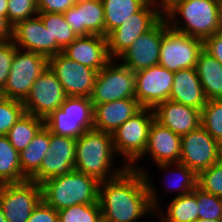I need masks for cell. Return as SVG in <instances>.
Returning <instances> with one entry per match:
<instances>
[{
	"mask_svg": "<svg viewBox=\"0 0 222 222\" xmlns=\"http://www.w3.org/2000/svg\"><path fill=\"white\" fill-rule=\"evenodd\" d=\"M146 172L138 166L130 167L117 177L100 182L98 203L103 222H137L146 214L157 215L160 195Z\"/></svg>",
	"mask_w": 222,
	"mask_h": 222,
	"instance_id": "cell-1",
	"label": "cell"
},
{
	"mask_svg": "<svg viewBox=\"0 0 222 222\" xmlns=\"http://www.w3.org/2000/svg\"><path fill=\"white\" fill-rule=\"evenodd\" d=\"M163 16L171 29L204 41L222 29V1L174 0L163 10Z\"/></svg>",
	"mask_w": 222,
	"mask_h": 222,
	"instance_id": "cell-2",
	"label": "cell"
},
{
	"mask_svg": "<svg viewBox=\"0 0 222 222\" xmlns=\"http://www.w3.org/2000/svg\"><path fill=\"white\" fill-rule=\"evenodd\" d=\"M115 154L111 133L87 130L76 139L74 170L92 176L99 182L113 179L128 168L123 164L124 167L112 171Z\"/></svg>",
	"mask_w": 222,
	"mask_h": 222,
	"instance_id": "cell-3",
	"label": "cell"
},
{
	"mask_svg": "<svg viewBox=\"0 0 222 222\" xmlns=\"http://www.w3.org/2000/svg\"><path fill=\"white\" fill-rule=\"evenodd\" d=\"M100 182L76 170L40 183L42 200L56 211L78 204L98 203Z\"/></svg>",
	"mask_w": 222,
	"mask_h": 222,
	"instance_id": "cell-4",
	"label": "cell"
},
{
	"mask_svg": "<svg viewBox=\"0 0 222 222\" xmlns=\"http://www.w3.org/2000/svg\"><path fill=\"white\" fill-rule=\"evenodd\" d=\"M93 114L90 98L67 97L61 107L45 119V126L53 134L77 139L93 129Z\"/></svg>",
	"mask_w": 222,
	"mask_h": 222,
	"instance_id": "cell-5",
	"label": "cell"
},
{
	"mask_svg": "<svg viewBox=\"0 0 222 222\" xmlns=\"http://www.w3.org/2000/svg\"><path fill=\"white\" fill-rule=\"evenodd\" d=\"M154 119V110L143 107L112 133L115 151L125 156L128 168L136 166L135 162L144 154L149 128Z\"/></svg>",
	"mask_w": 222,
	"mask_h": 222,
	"instance_id": "cell-6",
	"label": "cell"
},
{
	"mask_svg": "<svg viewBox=\"0 0 222 222\" xmlns=\"http://www.w3.org/2000/svg\"><path fill=\"white\" fill-rule=\"evenodd\" d=\"M162 17L163 8L160 3L149 0L138 12L127 18L107 36L111 60L119 59L139 36L150 30Z\"/></svg>",
	"mask_w": 222,
	"mask_h": 222,
	"instance_id": "cell-7",
	"label": "cell"
},
{
	"mask_svg": "<svg viewBox=\"0 0 222 222\" xmlns=\"http://www.w3.org/2000/svg\"><path fill=\"white\" fill-rule=\"evenodd\" d=\"M16 49L6 85L4 97L24 102L40 74L49 66V59L41 54Z\"/></svg>",
	"mask_w": 222,
	"mask_h": 222,
	"instance_id": "cell-8",
	"label": "cell"
},
{
	"mask_svg": "<svg viewBox=\"0 0 222 222\" xmlns=\"http://www.w3.org/2000/svg\"><path fill=\"white\" fill-rule=\"evenodd\" d=\"M114 60L107 63L97 72L90 101L93 104H102L135 98V72L120 64L114 65Z\"/></svg>",
	"mask_w": 222,
	"mask_h": 222,
	"instance_id": "cell-9",
	"label": "cell"
},
{
	"mask_svg": "<svg viewBox=\"0 0 222 222\" xmlns=\"http://www.w3.org/2000/svg\"><path fill=\"white\" fill-rule=\"evenodd\" d=\"M203 40L177 32L170 27L163 33L159 65L169 71L196 68Z\"/></svg>",
	"mask_w": 222,
	"mask_h": 222,
	"instance_id": "cell-10",
	"label": "cell"
},
{
	"mask_svg": "<svg viewBox=\"0 0 222 222\" xmlns=\"http://www.w3.org/2000/svg\"><path fill=\"white\" fill-rule=\"evenodd\" d=\"M41 200V186L34 181L0 185V206L7 222H27Z\"/></svg>",
	"mask_w": 222,
	"mask_h": 222,
	"instance_id": "cell-11",
	"label": "cell"
},
{
	"mask_svg": "<svg viewBox=\"0 0 222 222\" xmlns=\"http://www.w3.org/2000/svg\"><path fill=\"white\" fill-rule=\"evenodd\" d=\"M66 98L61 83L48 66L33 83L23 105L27 114L45 120L61 107Z\"/></svg>",
	"mask_w": 222,
	"mask_h": 222,
	"instance_id": "cell-12",
	"label": "cell"
},
{
	"mask_svg": "<svg viewBox=\"0 0 222 222\" xmlns=\"http://www.w3.org/2000/svg\"><path fill=\"white\" fill-rule=\"evenodd\" d=\"M49 68L55 73L67 97L91 96L97 71L69 59L62 52L49 58Z\"/></svg>",
	"mask_w": 222,
	"mask_h": 222,
	"instance_id": "cell-13",
	"label": "cell"
},
{
	"mask_svg": "<svg viewBox=\"0 0 222 222\" xmlns=\"http://www.w3.org/2000/svg\"><path fill=\"white\" fill-rule=\"evenodd\" d=\"M220 143L201 125L181 137L179 163L186 165L196 174L208 169L220 159Z\"/></svg>",
	"mask_w": 222,
	"mask_h": 222,
	"instance_id": "cell-14",
	"label": "cell"
},
{
	"mask_svg": "<svg viewBox=\"0 0 222 222\" xmlns=\"http://www.w3.org/2000/svg\"><path fill=\"white\" fill-rule=\"evenodd\" d=\"M168 28V22L163 16L150 30L139 36L119 57L123 60L121 64L133 72L158 65L163 33Z\"/></svg>",
	"mask_w": 222,
	"mask_h": 222,
	"instance_id": "cell-15",
	"label": "cell"
},
{
	"mask_svg": "<svg viewBox=\"0 0 222 222\" xmlns=\"http://www.w3.org/2000/svg\"><path fill=\"white\" fill-rule=\"evenodd\" d=\"M174 74L159 64L135 72V99L152 109L169 100Z\"/></svg>",
	"mask_w": 222,
	"mask_h": 222,
	"instance_id": "cell-16",
	"label": "cell"
},
{
	"mask_svg": "<svg viewBox=\"0 0 222 222\" xmlns=\"http://www.w3.org/2000/svg\"><path fill=\"white\" fill-rule=\"evenodd\" d=\"M12 42L17 49L35 52L48 59L57 54V42L51 41V34L38 15L13 26Z\"/></svg>",
	"mask_w": 222,
	"mask_h": 222,
	"instance_id": "cell-17",
	"label": "cell"
},
{
	"mask_svg": "<svg viewBox=\"0 0 222 222\" xmlns=\"http://www.w3.org/2000/svg\"><path fill=\"white\" fill-rule=\"evenodd\" d=\"M146 154L151 155L160 169L172 170V164L180 161L181 136L154 119L149 128L146 149L139 159Z\"/></svg>",
	"mask_w": 222,
	"mask_h": 222,
	"instance_id": "cell-18",
	"label": "cell"
},
{
	"mask_svg": "<svg viewBox=\"0 0 222 222\" xmlns=\"http://www.w3.org/2000/svg\"><path fill=\"white\" fill-rule=\"evenodd\" d=\"M72 31L79 36H105V17L102 1L77 0L63 13Z\"/></svg>",
	"mask_w": 222,
	"mask_h": 222,
	"instance_id": "cell-19",
	"label": "cell"
},
{
	"mask_svg": "<svg viewBox=\"0 0 222 222\" xmlns=\"http://www.w3.org/2000/svg\"><path fill=\"white\" fill-rule=\"evenodd\" d=\"M62 53L69 59L99 72L111 61L107 37L99 35L79 36Z\"/></svg>",
	"mask_w": 222,
	"mask_h": 222,
	"instance_id": "cell-20",
	"label": "cell"
},
{
	"mask_svg": "<svg viewBox=\"0 0 222 222\" xmlns=\"http://www.w3.org/2000/svg\"><path fill=\"white\" fill-rule=\"evenodd\" d=\"M153 110L157 122L181 137L201 125V111L190 106L167 100Z\"/></svg>",
	"mask_w": 222,
	"mask_h": 222,
	"instance_id": "cell-21",
	"label": "cell"
},
{
	"mask_svg": "<svg viewBox=\"0 0 222 222\" xmlns=\"http://www.w3.org/2000/svg\"><path fill=\"white\" fill-rule=\"evenodd\" d=\"M93 106V129L111 134L143 108L135 98L93 104Z\"/></svg>",
	"mask_w": 222,
	"mask_h": 222,
	"instance_id": "cell-22",
	"label": "cell"
},
{
	"mask_svg": "<svg viewBox=\"0 0 222 222\" xmlns=\"http://www.w3.org/2000/svg\"><path fill=\"white\" fill-rule=\"evenodd\" d=\"M170 101L202 110L207 99L196 68L181 69L174 74Z\"/></svg>",
	"mask_w": 222,
	"mask_h": 222,
	"instance_id": "cell-23",
	"label": "cell"
},
{
	"mask_svg": "<svg viewBox=\"0 0 222 222\" xmlns=\"http://www.w3.org/2000/svg\"><path fill=\"white\" fill-rule=\"evenodd\" d=\"M196 70L207 100L222 99V64L204 49L199 53Z\"/></svg>",
	"mask_w": 222,
	"mask_h": 222,
	"instance_id": "cell-24",
	"label": "cell"
},
{
	"mask_svg": "<svg viewBox=\"0 0 222 222\" xmlns=\"http://www.w3.org/2000/svg\"><path fill=\"white\" fill-rule=\"evenodd\" d=\"M50 130L44 125L26 149L19 153L22 175L29 180L39 169L49 150Z\"/></svg>",
	"mask_w": 222,
	"mask_h": 222,
	"instance_id": "cell-25",
	"label": "cell"
},
{
	"mask_svg": "<svg viewBox=\"0 0 222 222\" xmlns=\"http://www.w3.org/2000/svg\"><path fill=\"white\" fill-rule=\"evenodd\" d=\"M149 0H102L105 17V37L127 18L138 12Z\"/></svg>",
	"mask_w": 222,
	"mask_h": 222,
	"instance_id": "cell-26",
	"label": "cell"
},
{
	"mask_svg": "<svg viewBox=\"0 0 222 222\" xmlns=\"http://www.w3.org/2000/svg\"><path fill=\"white\" fill-rule=\"evenodd\" d=\"M26 180L22 175L19 152L11 145L7 136H0V184Z\"/></svg>",
	"mask_w": 222,
	"mask_h": 222,
	"instance_id": "cell-27",
	"label": "cell"
},
{
	"mask_svg": "<svg viewBox=\"0 0 222 222\" xmlns=\"http://www.w3.org/2000/svg\"><path fill=\"white\" fill-rule=\"evenodd\" d=\"M45 125V120L25 113L6 135L11 145L20 153L32 142L34 136Z\"/></svg>",
	"mask_w": 222,
	"mask_h": 222,
	"instance_id": "cell-28",
	"label": "cell"
},
{
	"mask_svg": "<svg viewBox=\"0 0 222 222\" xmlns=\"http://www.w3.org/2000/svg\"><path fill=\"white\" fill-rule=\"evenodd\" d=\"M197 207V196L193 192L175 196L167 208V213L159 212L162 214L160 220L162 222H195L199 219Z\"/></svg>",
	"mask_w": 222,
	"mask_h": 222,
	"instance_id": "cell-29",
	"label": "cell"
},
{
	"mask_svg": "<svg viewBox=\"0 0 222 222\" xmlns=\"http://www.w3.org/2000/svg\"><path fill=\"white\" fill-rule=\"evenodd\" d=\"M37 15L51 34V41L57 42V54L77 38L63 13H38Z\"/></svg>",
	"mask_w": 222,
	"mask_h": 222,
	"instance_id": "cell-30",
	"label": "cell"
},
{
	"mask_svg": "<svg viewBox=\"0 0 222 222\" xmlns=\"http://www.w3.org/2000/svg\"><path fill=\"white\" fill-rule=\"evenodd\" d=\"M75 157L44 156L40 169L29 179L38 184L74 170Z\"/></svg>",
	"mask_w": 222,
	"mask_h": 222,
	"instance_id": "cell-31",
	"label": "cell"
},
{
	"mask_svg": "<svg viewBox=\"0 0 222 222\" xmlns=\"http://www.w3.org/2000/svg\"><path fill=\"white\" fill-rule=\"evenodd\" d=\"M57 213L58 222H103L99 203L73 205Z\"/></svg>",
	"mask_w": 222,
	"mask_h": 222,
	"instance_id": "cell-32",
	"label": "cell"
},
{
	"mask_svg": "<svg viewBox=\"0 0 222 222\" xmlns=\"http://www.w3.org/2000/svg\"><path fill=\"white\" fill-rule=\"evenodd\" d=\"M201 126L216 141L222 143V99L207 100L201 110Z\"/></svg>",
	"mask_w": 222,
	"mask_h": 222,
	"instance_id": "cell-33",
	"label": "cell"
},
{
	"mask_svg": "<svg viewBox=\"0 0 222 222\" xmlns=\"http://www.w3.org/2000/svg\"><path fill=\"white\" fill-rule=\"evenodd\" d=\"M197 196L199 219L222 220V198L196 187L192 191Z\"/></svg>",
	"mask_w": 222,
	"mask_h": 222,
	"instance_id": "cell-34",
	"label": "cell"
},
{
	"mask_svg": "<svg viewBox=\"0 0 222 222\" xmlns=\"http://www.w3.org/2000/svg\"><path fill=\"white\" fill-rule=\"evenodd\" d=\"M25 113L23 102L7 97L0 100V136H6Z\"/></svg>",
	"mask_w": 222,
	"mask_h": 222,
	"instance_id": "cell-35",
	"label": "cell"
},
{
	"mask_svg": "<svg viewBox=\"0 0 222 222\" xmlns=\"http://www.w3.org/2000/svg\"><path fill=\"white\" fill-rule=\"evenodd\" d=\"M197 187L222 198V163L220 161L197 174Z\"/></svg>",
	"mask_w": 222,
	"mask_h": 222,
	"instance_id": "cell-36",
	"label": "cell"
},
{
	"mask_svg": "<svg viewBox=\"0 0 222 222\" xmlns=\"http://www.w3.org/2000/svg\"><path fill=\"white\" fill-rule=\"evenodd\" d=\"M38 13L37 0H8L7 20L12 26Z\"/></svg>",
	"mask_w": 222,
	"mask_h": 222,
	"instance_id": "cell-37",
	"label": "cell"
},
{
	"mask_svg": "<svg viewBox=\"0 0 222 222\" xmlns=\"http://www.w3.org/2000/svg\"><path fill=\"white\" fill-rule=\"evenodd\" d=\"M173 165V167L176 166L174 169L175 176L173 177L174 179L176 177V180L174 185H171L170 183L168 185L170 187L173 186V189L180 190V193H178L176 196H182L191 193L197 187V174L186 165L181 163H173ZM175 170H177L176 173ZM176 174L179 175L177 176ZM168 181L170 182V179Z\"/></svg>",
	"mask_w": 222,
	"mask_h": 222,
	"instance_id": "cell-38",
	"label": "cell"
},
{
	"mask_svg": "<svg viewBox=\"0 0 222 222\" xmlns=\"http://www.w3.org/2000/svg\"><path fill=\"white\" fill-rule=\"evenodd\" d=\"M76 138L59 136L50 132L49 150L45 156L75 157Z\"/></svg>",
	"mask_w": 222,
	"mask_h": 222,
	"instance_id": "cell-39",
	"label": "cell"
},
{
	"mask_svg": "<svg viewBox=\"0 0 222 222\" xmlns=\"http://www.w3.org/2000/svg\"><path fill=\"white\" fill-rule=\"evenodd\" d=\"M17 46L12 42H2L0 44V88L4 89L11 63L15 54Z\"/></svg>",
	"mask_w": 222,
	"mask_h": 222,
	"instance_id": "cell-40",
	"label": "cell"
},
{
	"mask_svg": "<svg viewBox=\"0 0 222 222\" xmlns=\"http://www.w3.org/2000/svg\"><path fill=\"white\" fill-rule=\"evenodd\" d=\"M27 222H58L57 211L43 200L32 211Z\"/></svg>",
	"mask_w": 222,
	"mask_h": 222,
	"instance_id": "cell-41",
	"label": "cell"
},
{
	"mask_svg": "<svg viewBox=\"0 0 222 222\" xmlns=\"http://www.w3.org/2000/svg\"><path fill=\"white\" fill-rule=\"evenodd\" d=\"M77 0H37L39 13H65Z\"/></svg>",
	"mask_w": 222,
	"mask_h": 222,
	"instance_id": "cell-42",
	"label": "cell"
},
{
	"mask_svg": "<svg viewBox=\"0 0 222 222\" xmlns=\"http://www.w3.org/2000/svg\"><path fill=\"white\" fill-rule=\"evenodd\" d=\"M203 49L222 64V29L203 41Z\"/></svg>",
	"mask_w": 222,
	"mask_h": 222,
	"instance_id": "cell-43",
	"label": "cell"
},
{
	"mask_svg": "<svg viewBox=\"0 0 222 222\" xmlns=\"http://www.w3.org/2000/svg\"><path fill=\"white\" fill-rule=\"evenodd\" d=\"M13 26L7 20V10H0V40L2 42L12 41Z\"/></svg>",
	"mask_w": 222,
	"mask_h": 222,
	"instance_id": "cell-44",
	"label": "cell"
},
{
	"mask_svg": "<svg viewBox=\"0 0 222 222\" xmlns=\"http://www.w3.org/2000/svg\"><path fill=\"white\" fill-rule=\"evenodd\" d=\"M174 0H159L158 2L161 5V8H163V10Z\"/></svg>",
	"mask_w": 222,
	"mask_h": 222,
	"instance_id": "cell-45",
	"label": "cell"
},
{
	"mask_svg": "<svg viewBox=\"0 0 222 222\" xmlns=\"http://www.w3.org/2000/svg\"><path fill=\"white\" fill-rule=\"evenodd\" d=\"M8 0H0V10H7Z\"/></svg>",
	"mask_w": 222,
	"mask_h": 222,
	"instance_id": "cell-46",
	"label": "cell"
},
{
	"mask_svg": "<svg viewBox=\"0 0 222 222\" xmlns=\"http://www.w3.org/2000/svg\"><path fill=\"white\" fill-rule=\"evenodd\" d=\"M195 222H222V220H204V219H197Z\"/></svg>",
	"mask_w": 222,
	"mask_h": 222,
	"instance_id": "cell-47",
	"label": "cell"
},
{
	"mask_svg": "<svg viewBox=\"0 0 222 222\" xmlns=\"http://www.w3.org/2000/svg\"><path fill=\"white\" fill-rule=\"evenodd\" d=\"M0 222H7L1 206H0Z\"/></svg>",
	"mask_w": 222,
	"mask_h": 222,
	"instance_id": "cell-48",
	"label": "cell"
},
{
	"mask_svg": "<svg viewBox=\"0 0 222 222\" xmlns=\"http://www.w3.org/2000/svg\"><path fill=\"white\" fill-rule=\"evenodd\" d=\"M219 161L222 163V143L220 145V159Z\"/></svg>",
	"mask_w": 222,
	"mask_h": 222,
	"instance_id": "cell-49",
	"label": "cell"
},
{
	"mask_svg": "<svg viewBox=\"0 0 222 222\" xmlns=\"http://www.w3.org/2000/svg\"><path fill=\"white\" fill-rule=\"evenodd\" d=\"M4 98L3 89L0 88V100Z\"/></svg>",
	"mask_w": 222,
	"mask_h": 222,
	"instance_id": "cell-50",
	"label": "cell"
}]
</instances>
